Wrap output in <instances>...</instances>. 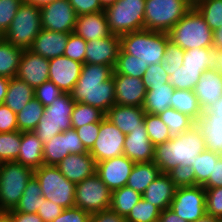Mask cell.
I'll use <instances>...</instances> for the list:
<instances>
[{
  "mask_svg": "<svg viewBox=\"0 0 222 222\" xmlns=\"http://www.w3.org/2000/svg\"><path fill=\"white\" fill-rule=\"evenodd\" d=\"M113 71L108 65L84 63L70 92L73 101L91 105L106 114L115 105Z\"/></svg>",
  "mask_w": 222,
  "mask_h": 222,
  "instance_id": "cell-1",
  "label": "cell"
},
{
  "mask_svg": "<svg viewBox=\"0 0 222 222\" xmlns=\"http://www.w3.org/2000/svg\"><path fill=\"white\" fill-rule=\"evenodd\" d=\"M205 149L204 138L194 125L167 142L155 145L153 162L160 168L161 173H167L177 165H193L196 156Z\"/></svg>",
  "mask_w": 222,
  "mask_h": 222,
  "instance_id": "cell-2",
  "label": "cell"
},
{
  "mask_svg": "<svg viewBox=\"0 0 222 222\" xmlns=\"http://www.w3.org/2000/svg\"><path fill=\"white\" fill-rule=\"evenodd\" d=\"M120 37V48L142 62L158 64L163 62V55L170 40L168 33L139 30L123 34Z\"/></svg>",
  "mask_w": 222,
  "mask_h": 222,
  "instance_id": "cell-3",
  "label": "cell"
},
{
  "mask_svg": "<svg viewBox=\"0 0 222 222\" xmlns=\"http://www.w3.org/2000/svg\"><path fill=\"white\" fill-rule=\"evenodd\" d=\"M170 41L182 48H213V31L193 6L168 32Z\"/></svg>",
  "mask_w": 222,
  "mask_h": 222,
  "instance_id": "cell-4",
  "label": "cell"
},
{
  "mask_svg": "<svg viewBox=\"0 0 222 222\" xmlns=\"http://www.w3.org/2000/svg\"><path fill=\"white\" fill-rule=\"evenodd\" d=\"M34 170L16 161L0 164V211L16 207Z\"/></svg>",
  "mask_w": 222,
  "mask_h": 222,
  "instance_id": "cell-5",
  "label": "cell"
},
{
  "mask_svg": "<svg viewBox=\"0 0 222 222\" xmlns=\"http://www.w3.org/2000/svg\"><path fill=\"white\" fill-rule=\"evenodd\" d=\"M75 102L70 93H63L51 105L44 108L43 116L33 130L43 145L55 135L72 129L71 115Z\"/></svg>",
  "mask_w": 222,
  "mask_h": 222,
  "instance_id": "cell-6",
  "label": "cell"
},
{
  "mask_svg": "<svg viewBox=\"0 0 222 222\" xmlns=\"http://www.w3.org/2000/svg\"><path fill=\"white\" fill-rule=\"evenodd\" d=\"M43 197L64 209L75 207L76 184L69 181L54 165H41L34 170Z\"/></svg>",
  "mask_w": 222,
  "mask_h": 222,
  "instance_id": "cell-7",
  "label": "cell"
},
{
  "mask_svg": "<svg viewBox=\"0 0 222 222\" xmlns=\"http://www.w3.org/2000/svg\"><path fill=\"white\" fill-rule=\"evenodd\" d=\"M192 7L186 0H146L144 29L168 33Z\"/></svg>",
  "mask_w": 222,
  "mask_h": 222,
  "instance_id": "cell-8",
  "label": "cell"
},
{
  "mask_svg": "<svg viewBox=\"0 0 222 222\" xmlns=\"http://www.w3.org/2000/svg\"><path fill=\"white\" fill-rule=\"evenodd\" d=\"M41 29L40 7L21 3L8 30L4 33V39L13 46L28 50Z\"/></svg>",
  "mask_w": 222,
  "mask_h": 222,
  "instance_id": "cell-9",
  "label": "cell"
},
{
  "mask_svg": "<svg viewBox=\"0 0 222 222\" xmlns=\"http://www.w3.org/2000/svg\"><path fill=\"white\" fill-rule=\"evenodd\" d=\"M146 0H118L104 9L110 32L121 36L144 29Z\"/></svg>",
  "mask_w": 222,
  "mask_h": 222,
  "instance_id": "cell-10",
  "label": "cell"
},
{
  "mask_svg": "<svg viewBox=\"0 0 222 222\" xmlns=\"http://www.w3.org/2000/svg\"><path fill=\"white\" fill-rule=\"evenodd\" d=\"M112 191L95 173L84 179L75 187V207H78L90 215L109 209Z\"/></svg>",
  "mask_w": 222,
  "mask_h": 222,
  "instance_id": "cell-11",
  "label": "cell"
},
{
  "mask_svg": "<svg viewBox=\"0 0 222 222\" xmlns=\"http://www.w3.org/2000/svg\"><path fill=\"white\" fill-rule=\"evenodd\" d=\"M206 194L203 186L177 187L170 204L181 219L194 222L206 215Z\"/></svg>",
  "mask_w": 222,
  "mask_h": 222,
  "instance_id": "cell-12",
  "label": "cell"
},
{
  "mask_svg": "<svg viewBox=\"0 0 222 222\" xmlns=\"http://www.w3.org/2000/svg\"><path fill=\"white\" fill-rule=\"evenodd\" d=\"M126 135L108 118L100 121V129L93 147L89 150L95 162L123 155Z\"/></svg>",
  "mask_w": 222,
  "mask_h": 222,
  "instance_id": "cell-13",
  "label": "cell"
},
{
  "mask_svg": "<svg viewBox=\"0 0 222 222\" xmlns=\"http://www.w3.org/2000/svg\"><path fill=\"white\" fill-rule=\"evenodd\" d=\"M42 29L72 33L77 15L69 0H56L40 7Z\"/></svg>",
  "mask_w": 222,
  "mask_h": 222,
  "instance_id": "cell-14",
  "label": "cell"
},
{
  "mask_svg": "<svg viewBox=\"0 0 222 222\" xmlns=\"http://www.w3.org/2000/svg\"><path fill=\"white\" fill-rule=\"evenodd\" d=\"M72 153H89L75 129L57 134L43 145V164L56 166Z\"/></svg>",
  "mask_w": 222,
  "mask_h": 222,
  "instance_id": "cell-15",
  "label": "cell"
},
{
  "mask_svg": "<svg viewBox=\"0 0 222 222\" xmlns=\"http://www.w3.org/2000/svg\"><path fill=\"white\" fill-rule=\"evenodd\" d=\"M134 164L127 156L121 155L96 163V174L114 191L126 186Z\"/></svg>",
  "mask_w": 222,
  "mask_h": 222,
  "instance_id": "cell-16",
  "label": "cell"
},
{
  "mask_svg": "<svg viewBox=\"0 0 222 222\" xmlns=\"http://www.w3.org/2000/svg\"><path fill=\"white\" fill-rule=\"evenodd\" d=\"M83 63L67 56L49 60V81L53 82L63 93H70L81 75Z\"/></svg>",
  "mask_w": 222,
  "mask_h": 222,
  "instance_id": "cell-17",
  "label": "cell"
},
{
  "mask_svg": "<svg viewBox=\"0 0 222 222\" xmlns=\"http://www.w3.org/2000/svg\"><path fill=\"white\" fill-rule=\"evenodd\" d=\"M16 77L35 89L49 80V59L24 50Z\"/></svg>",
  "mask_w": 222,
  "mask_h": 222,
  "instance_id": "cell-18",
  "label": "cell"
},
{
  "mask_svg": "<svg viewBox=\"0 0 222 222\" xmlns=\"http://www.w3.org/2000/svg\"><path fill=\"white\" fill-rule=\"evenodd\" d=\"M112 76L115 87V104L142 107L147 92L142 78L123 74H112Z\"/></svg>",
  "mask_w": 222,
  "mask_h": 222,
  "instance_id": "cell-19",
  "label": "cell"
},
{
  "mask_svg": "<svg viewBox=\"0 0 222 222\" xmlns=\"http://www.w3.org/2000/svg\"><path fill=\"white\" fill-rule=\"evenodd\" d=\"M120 51V37L111 34L108 37L88 41L86 44L85 63L115 67Z\"/></svg>",
  "mask_w": 222,
  "mask_h": 222,
  "instance_id": "cell-20",
  "label": "cell"
},
{
  "mask_svg": "<svg viewBox=\"0 0 222 222\" xmlns=\"http://www.w3.org/2000/svg\"><path fill=\"white\" fill-rule=\"evenodd\" d=\"M71 182L77 184L96 173V162L90 153H72L56 165Z\"/></svg>",
  "mask_w": 222,
  "mask_h": 222,
  "instance_id": "cell-21",
  "label": "cell"
},
{
  "mask_svg": "<svg viewBox=\"0 0 222 222\" xmlns=\"http://www.w3.org/2000/svg\"><path fill=\"white\" fill-rule=\"evenodd\" d=\"M155 146L150 141L145 123L141 129L132 130L126 135L123 155L134 163L151 162L154 159Z\"/></svg>",
  "mask_w": 222,
  "mask_h": 222,
  "instance_id": "cell-22",
  "label": "cell"
},
{
  "mask_svg": "<svg viewBox=\"0 0 222 222\" xmlns=\"http://www.w3.org/2000/svg\"><path fill=\"white\" fill-rule=\"evenodd\" d=\"M68 37L69 33L41 29L28 50L50 60L64 54Z\"/></svg>",
  "mask_w": 222,
  "mask_h": 222,
  "instance_id": "cell-23",
  "label": "cell"
},
{
  "mask_svg": "<svg viewBox=\"0 0 222 222\" xmlns=\"http://www.w3.org/2000/svg\"><path fill=\"white\" fill-rule=\"evenodd\" d=\"M73 32L86 42L108 37L112 34L104 11L77 16Z\"/></svg>",
  "mask_w": 222,
  "mask_h": 222,
  "instance_id": "cell-24",
  "label": "cell"
},
{
  "mask_svg": "<svg viewBox=\"0 0 222 222\" xmlns=\"http://www.w3.org/2000/svg\"><path fill=\"white\" fill-rule=\"evenodd\" d=\"M198 103L204 111L222 97V73L214 68L203 72L194 88Z\"/></svg>",
  "mask_w": 222,
  "mask_h": 222,
  "instance_id": "cell-25",
  "label": "cell"
},
{
  "mask_svg": "<svg viewBox=\"0 0 222 222\" xmlns=\"http://www.w3.org/2000/svg\"><path fill=\"white\" fill-rule=\"evenodd\" d=\"M145 114L142 107L115 104L107 111L105 117L127 135L132 130L141 129Z\"/></svg>",
  "mask_w": 222,
  "mask_h": 222,
  "instance_id": "cell-26",
  "label": "cell"
},
{
  "mask_svg": "<svg viewBox=\"0 0 222 222\" xmlns=\"http://www.w3.org/2000/svg\"><path fill=\"white\" fill-rule=\"evenodd\" d=\"M176 188L167 173H160L145 189L142 198L163 211L170 207Z\"/></svg>",
  "mask_w": 222,
  "mask_h": 222,
  "instance_id": "cell-27",
  "label": "cell"
},
{
  "mask_svg": "<svg viewBox=\"0 0 222 222\" xmlns=\"http://www.w3.org/2000/svg\"><path fill=\"white\" fill-rule=\"evenodd\" d=\"M16 162L33 170L43 165V142L33 131L21 132V145Z\"/></svg>",
  "mask_w": 222,
  "mask_h": 222,
  "instance_id": "cell-28",
  "label": "cell"
},
{
  "mask_svg": "<svg viewBox=\"0 0 222 222\" xmlns=\"http://www.w3.org/2000/svg\"><path fill=\"white\" fill-rule=\"evenodd\" d=\"M175 88L166 83L163 86H151L147 90L143 103L145 113L158 115L171 107V98Z\"/></svg>",
  "mask_w": 222,
  "mask_h": 222,
  "instance_id": "cell-29",
  "label": "cell"
},
{
  "mask_svg": "<svg viewBox=\"0 0 222 222\" xmlns=\"http://www.w3.org/2000/svg\"><path fill=\"white\" fill-rule=\"evenodd\" d=\"M34 98V89L17 77L10 78L4 104L14 113L21 109Z\"/></svg>",
  "mask_w": 222,
  "mask_h": 222,
  "instance_id": "cell-30",
  "label": "cell"
},
{
  "mask_svg": "<svg viewBox=\"0 0 222 222\" xmlns=\"http://www.w3.org/2000/svg\"><path fill=\"white\" fill-rule=\"evenodd\" d=\"M160 173V168L153 161L135 163L126 186L143 194L145 189L159 176Z\"/></svg>",
  "mask_w": 222,
  "mask_h": 222,
  "instance_id": "cell-31",
  "label": "cell"
},
{
  "mask_svg": "<svg viewBox=\"0 0 222 222\" xmlns=\"http://www.w3.org/2000/svg\"><path fill=\"white\" fill-rule=\"evenodd\" d=\"M23 51L5 39L0 42V76L16 77Z\"/></svg>",
  "mask_w": 222,
  "mask_h": 222,
  "instance_id": "cell-32",
  "label": "cell"
},
{
  "mask_svg": "<svg viewBox=\"0 0 222 222\" xmlns=\"http://www.w3.org/2000/svg\"><path fill=\"white\" fill-rule=\"evenodd\" d=\"M171 107L187 114L195 121L202 115V109L194 90L175 89L171 98Z\"/></svg>",
  "mask_w": 222,
  "mask_h": 222,
  "instance_id": "cell-33",
  "label": "cell"
},
{
  "mask_svg": "<svg viewBox=\"0 0 222 222\" xmlns=\"http://www.w3.org/2000/svg\"><path fill=\"white\" fill-rule=\"evenodd\" d=\"M204 138L205 148L213 152L222 153V122L205 121L201 116L195 121Z\"/></svg>",
  "mask_w": 222,
  "mask_h": 222,
  "instance_id": "cell-34",
  "label": "cell"
},
{
  "mask_svg": "<svg viewBox=\"0 0 222 222\" xmlns=\"http://www.w3.org/2000/svg\"><path fill=\"white\" fill-rule=\"evenodd\" d=\"M41 196H43V194L40 184L33 175V177L27 183L19 203L14 209L7 212L37 213L41 205Z\"/></svg>",
  "mask_w": 222,
  "mask_h": 222,
  "instance_id": "cell-35",
  "label": "cell"
},
{
  "mask_svg": "<svg viewBox=\"0 0 222 222\" xmlns=\"http://www.w3.org/2000/svg\"><path fill=\"white\" fill-rule=\"evenodd\" d=\"M169 83L179 90H194L203 72L199 68L183 67L166 69Z\"/></svg>",
  "mask_w": 222,
  "mask_h": 222,
  "instance_id": "cell-36",
  "label": "cell"
},
{
  "mask_svg": "<svg viewBox=\"0 0 222 222\" xmlns=\"http://www.w3.org/2000/svg\"><path fill=\"white\" fill-rule=\"evenodd\" d=\"M141 198L142 194L128 186H123L112 191L109 208L126 217Z\"/></svg>",
  "mask_w": 222,
  "mask_h": 222,
  "instance_id": "cell-37",
  "label": "cell"
},
{
  "mask_svg": "<svg viewBox=\"0 0 222 222\" xmlns=\"http://www.w3.org/2000/svg\"><path fill=\"white\" fill-rule=\"evenodd\" d=\"M44 106L34 97L16 114L18 130L33 131L44 113Z\"/></svg>",
  "mask_w": 222,
  "mask_h": 222,
  "instance_id": "cell-38",
  "label": "cell"
},
{
  "mask_svg": "<svg viewBox=\"0 0 222 222\" xmlns=\"http://www.w3.org/2000/svg\"><path fill=\"white\" fill-rule=\"evenodd\" d=\"M158 116L168 126L172 137L186 132L195 125L193 118L172 107L167 108L164 112L158 114Z\"/></svg>",
  "mask_w": 222,
  "mask_h": 222,
  "instance_id": "cell-39",
  "label": "cell"
},
{
  "mask_svg": "<svg viewBox=\"0 0 222 222\" xmlns=\"http://www.w3.org/2000/svg\"><path fill=\"white\" fill-rule=\"evenodd\" d=\"M148 64L142 62L137 57L125 53L121 48L114 67L113 74H123L135 78H143Z\"/></svg>",
  "mask_w": 222,
  "mask_h": 222,
  "instance_id": "cell-40",
  "label": "cell"
},
{
  "mask_svg": "<svg viewBox=\"0 0 222 222\" xmlns=\"http://www.w3.org/2000/svg\"><path fill=\"white\" fill-rule=\"evenodd\" d=\"M221 157L220 153L213 152L211 150L205 149L198 156L193 165L196 185L204 186L209 179L211 173H213L214 163Z\"/></svg>",
  "mask_w": 222,
  "mask_h": 222,
  "instance_id": "cell-41",
  "label": "cell"
},
{
  "mask_svg": "<svg viewBox=\"0 0 222 222\" xmlns=\"http://www.w3.org/2000/svg\"><path fill=\"white\" fill-rule=\"evenodd\" d=\"M194 7L212 31L222 26V0H199Z\"/></svg>",
  "mask_w": 222,
  "mask_h": 222,
  "instance_id": "cell-42",
  "label": "cell"
},
{
  "mask_svg": "<svg viewBox=\"0 0 222 222\" xmlns=\"http://www.w3.org/2000/svg\"><path fill=\"white\" fill-rule=\"evenodd\" d=\"M183 67L199 68L205 72L213 68V48H193L185 50Z\"/></svg>",
  "mask_w": 222,
  "mask_h": 222,
  "instance_id": "cell-43",
  "label": "cell"
},
{
  "mask_svg": "<svg viewBox=\"0 0 222 222\" xmlns=\"http://www.w3.org/2000/svg\"><path fill=\"white\" fill-rule=\"evenodd\" d=\"M105 114L98 108L84 103H75L71 115L72 129H77L86 124L100 122Z\"/></svg>",
  "mask_w": 222,
  "mask_h": 222,
  "instance_id": "cell-44",
  "label": "cell"
},
{
  "mask_svg": "<svg viewBox=\"0 0 222 222\" xmlns=\"http://www.w3.org/2000/svg\"><path fill=\"white\" fill-rule=\"evenodd\" d=\"M144 123L148 137L154 146L171 139L172 136L168 126L158 115L146 113L144 116Z\"/></svg>",
  "mask_w": 222,
  "mask_h": 222,
  "instance_id": "cell-45",
  "label": "cell"
},
{
  "mask_svg": "<svg viewBox=\"0 0 222 222\" xmlns=\"http://www.w3.org/2000/svg\"><path fill=\"white\" fill-rule=\"evenodd\" d=\"M21 145V131L0 133V163L17 161Z\"/></svg>",
  "mask_w": 222,
  "mask_h": 222,
  "instance_id": "cell-46",
  "label": "cell"
},
{
  "mask_svg": "<svg viewBox=\"0 0 222 222\" xmlns=\"http://www.w3.org/2000/svg\"><path fill=\"white\" fill-rule=\"evenodd\" d=\"M161 210L141 198L125 217L127 222H158Z\"/></svg>",
  "mask_w": 222,
  "mask_h": 222,
  "instance_id": "cell-47",
  "label": "cell"
},
{
  "mask_svg": "<svg viewBox=\"0 0 222 222\" xmlns=\"http://www.w3.org/2000/svg\"><path fill=\"white\" fill-rule=\"evenodd\" d=\"M167 174L176 187L196 186V178L192 166L177 165Z\"/></svg>",
  "mask_w": 222,
  "mask_h": 222,
  "instance_id": "cell-48",
  "label": "cell"
},
{
  "mask_svg": "<svg viewBox=\"0 0 222 222\" xmlns=\"http://www.w3.org/2000/svg\"><path fill=\"white\" fill-rule=\"evenodd\" d=\"M142 81L146 90H149L151 86H163L169 83V76L163 69V63L149 65L143 75Z\"/></svg>",
  "mask_w": 222,
  "mask_h": 222,
  "instance_id": "cell-49",
  "label": "cell"
},
{
  "mask_svg": "<svg viewBox=\"0 0 222 222\" xmlns=\"http://www.w3.org/2000/svg\"><path fill=\"white\" fill-rule=\"evenodd\" d=\"M86 44L87 42L80 36L76 35L74 32L69 33L67 46L63 55L84 64Z\"/></svg>",
  "mask_w": 222,
  "mask_h": 222,
  "instance_id": "cell-50",
  "label": "cell"
},
{
  "mask_svg": "<svg viewBox=\"0 0 222 222\" xmlns=\"http://www.w3.org/2000/svg\"><path fill=\"white\" fill-rule=\"evenodd\" d=\"M63 92L51 81H46L34 89V97L44 106L51 105Z\"/></svg>",
  "mask_w": 222,
  "mask_h": 222,
  "instance_id": "cell-51",
  "label": "cell"
},
{
  "mask_svg": "<svg viewBox=\"0 0 222 222\" xmlns=\"http://www.w3.org/2000/svg\"><path fill=\"white\" fill-rule=\"evenodd\" d=\"M206 214L222 219V187L205 188Z\"/></svg>",
  "mask_w": 222,
  "mask_h": 222,
  "instance_id": "cell-52",
  "label": "cell"
},
{
  "mask_svg": "<svg viewBox=\"0 0 222 222\" xmlns=\"http://www.w3.org/2000/svg\"><path fill=\"white\" fill-rule=\"evenodd\" d=\"M184 52L185 50L169 40L163 55V69L166 71V69H176L183 66Z\"/></svg>",
  "mask_w": 222,
  "mask_h": 222,
  "instance_id": "cell-53",
  "label": "cell"
},
{
  "mask_svg": "<svg viewBox=\"0 0 222 222\" xmlns=\"http://www.w3.org/2000/svg\"><path fill=\"white\" fill-rule=\"evenodd\" d=\"M20 5L21 3L17 0H0V32L2 34L8 30Z\"/></svg>",
  "mask_w": 222,
  "mask_h": 222,
  "instance_id": "cell-54",
  "label": "cell"
},
{
  "mask_svg": "<svg viewBox=\"0 0 222 222\" xmlns=\"http://www.w3.org/2000/svg\"><path fill=\"white\" fill-rule=\"evenodd\" d=\"M99 129L100 122L86 124L75 129L77 135L82 141V144L86 147L88 151L93 147L94 142L97 139Z\"/></svg>",
  "mask_w": 222,
  "mask_h": 222,
  "instance_id": "cell-55",
  "label": "cell"
},
{
  "mask_svg": "<svg viewBox=\"0 0 222 222\" xmlns=\"http://www.w3.org/2000/svg\"><path fill=\"white\" fill-rule=\"evenodd\" d=\"M63 211V207L54 203L53 201L46 200L43 196H41V205L37 211V214L43 220V222H52Z\"/></svg>",
  "mask_w": 222,
  "mask_h": 222,
  "instance_id": "cell-56",
  "label": "cell"
},
{
  "mask_svg": "<svg viewBox=\"0 0 222 222\" xmlns=\"http://www.w3.org/2000/svg\"><path fill=\"white\" fill-rule=\"evenodd\" d=\"M16 113L4 103L0 105V133L17 131Z\"/></svg>",
  "mask_w": 222,
  "mask_h": 222,
  "instance_id": "cell-57",
  "label": "cell"
},
{
  "mask_svg": "<svg viewBox=\"0 0 222 222\" xmlns=\"http://www.w3.org/2000/svg\"><path fill=\"white\" fill-rule=\"evenodd\" d=\"M90 214L78 207L66 208L52 222H88Z\"/></svg>",
  "mask_w": 222,
  "mask_h": 222,
  "instance_id": "cell-58",
  "label": "cell"
},
{
  "mask_svg": "<svg viewBox=\"0 0 222 222\" xmlns=\"http://www.w3.org/2000/svg\"><path fill=\"white\" fill-rule=\"evenodd\" d=\"M77 16L104 11L100 0H69Z\"/></svg>",
  "mask_w": 222,
  "mask_h": 222,
  "instance_id": "cell-59",
  "label": "cell"
},
{
  "mask_svg": "<svg viewBox=\"0 0 222 222\" xmlns=\"http://www.w3.org/2000/svg\"><path fill=\"white\" fill-rule=\"evenodd\" d=\"M88 222H127L124 216L119 215L112 209L96 212L90 215Z\"/></svg>",
  "mask_w": 222,
  "mask_h": 222,
  "instance_id": "cell-60",
  "label": "cell"
},
{
  "mask_svg": "<svg viewBox=\"0 0 222 222\" xmlns=\"http://www.w3.org/2000/svg\"><path fill=\"white\" fill-rule=\"evenodd\" d=\"M201 117L205 121L222 122V97L215 103L209 105L204 111H202Z\"/></svg>",
  "mask_w": 222,
  "mask_h": 222,
  "instance_id": "cell-61",
  "label": "cell"
},
{
  "mask_svg": "<svg viewBox=\"0 0 222 222\" xmlns=\"http://www.w3.org/2000/svg\"><path fill=\"white\" fill-rule=\"evenodd\" d=\"M204 188L222 187V156L214 163L213 173L210 174Z\"/></svg>",
  "mask_w": 222,
  "mask_h": 222,
  "instance_id": "cell-62",
  "label": "cell"
},
{
  "mask_svg": "<svg viewBox=\"0 0 222 222\" xmlns=\"http://www.w3.org/2000/svg\"><path fill=\"white\" fill-rule=\"evenodd\" d=\"M12 222H43L37 213L8 212Z\"/></svg>",
  "mask_w": 222,
  "mask_h": 222,
  "instance_id": "cell-63",
  "label": "cell"
},
{
  "mask_svg": "<svg viewBox=\"0 0 222 222\" xmlns=\"http://www.w3.org/2000/svg\"><path fill=\"white\" fill-rule=\"evenodd\" d=\"M158 222H187L181 219L173 210L167 208L161 211Z\"/></svg>",
  "mask_w": 222,
  "mask_h": 222,
  "instance_id": "cell-64",
  "label": "cell"
},
{
  "mask_svg": "<svg viewBox=\"0 0 222 222\" xmlns=\"http://www.w3.org/2000/svg\"><path fill=\"white\" fill-rule=\"evenodd\" d=\"M213 49L222 51V26L213 31Z\"/></svg>",
  "mask_w": 222,
  "mask_h": 222,
  "instance_id": "cell-65",
  "label": "cell"
},
{
  "mask_svg": "<svg viewBox=\"0 0 222 222\" xmlns=\"http://www.w3.org/2000/svg\"><path fill=\"white\" fill-rule=\"evenodd\" d=\"M213 68L222 73V51L213 49Z\"/></svg>",
  "mask_w": 222,
  "mask_h": 222,
  "instance_id": "cell-66",
  "label": "cell"
},
{
  "mask_svg": "<svg viewBox=\"0 0 222 222\" xmlns=\"http://www.w3.org/2000/svg\"><path fill=\"white\" fill-rule=\"evenodd\" d=\"M9 80L10 78L0 76V105L3 104L7 94Z\"/></svg>",
  "mask_w": 222,
  "mask_h": 222,
  "instance_id": "cell-67",
  "label": "cell"
},
{
  "mask_svg": "<svg viewBox=\"0 0 222 222\" xmlns=\"http://www.w3.org/2000/svg\"><path fill=\"white\" fill-rule=\"evenodd\" d=\"M194 222H222V219L214 217V216H209V215H205L202 218L194 221Z\"/></svg>",
  "mask_w": 222,
  "mask_h": 222,
  "instance_id": "cell-68",
  "label": "cell"
},
{
  "mask_svg": "<svg viewBox=\"0 0 222 222\" xmlns=\"http://www.w3.org/2000/svg\"><path fill=\"white\" fill-rule=\"evenodd\" d=\"M54 1H56V0H27V3L36 5L38 7H42L46 4L52 3Z\"/></svg>",
  "mask_w": 222,
  "mask_h": 222,
  "instance_id": "cell-69",
  "label": "cell"
},
{
  "mask_svg": "<svg viewBox=\"0 0 222 222\" xmlns=\"http://www.w3.org/2000/svg\"><path fill=\"white\" fill-rule=\"evenodd\" d=\"M0 222H12L8 212L0 211Z\"/></svg>",
  "mask_w": 222,
  "mask_h": 222,
  "instance_id": "cell-70",
  "label": "cell"
},
{
  "mask_svg": "<svg viewBox=\"0 0 222 222\" xmlns=\"http://www.w3.org/2000/svg\"><path fill=\"white\" fill-rule=\"evenodd\" d=\"M118 0H100L102 7L105 9L106 7L113 5Z\"/></svg>",
  "mask_w": 222,
  "mask_h": 222,
  "instance_id": "cell-71",
  "label": "cell"
},
{
  "mask_svg": "<svg viewBox=\"0 0 222 222\" xmlns=\"http://www.w3.org/2000/svg\"><path fill=\"white\" fill-rule=\"evenodd\" d=\"M188 3H190L192 6H195L199 0H186Z\"/></svg>",
  "mask_w": 222,
  "mask_h": 222,
  "instance_id": "cell-72",
  "label": "cell"
},
{
  "mask_svg": "<svg viewBox=\"0 0 222 222\" xmlns=\"http://www.w3.org/2000/svg\"><path fill=\"white\" fill-rule=\"evenodd\" d=\"M4 39V34L0 32V42Z\"/></svg>",
  "mask_w": 222,
  "mask_h": 222,
  "instance_id": "cell-73",
  "label": "cell"
},
{
  "mask_svg": "<svg viewBox=\"0 0 222 222\" xmlns=\"http://www.w3.org/2000/svg\"><path fill=\"white\" fill-rule=\"evenodd\" d=\"M19 1L20 3H27V0H17Z\"/></svg>",
  "mask_w": 222,
  "mask_h": 222,
  "instance_id": "cell-74",
  "label": "cell"
}]
</instances>
